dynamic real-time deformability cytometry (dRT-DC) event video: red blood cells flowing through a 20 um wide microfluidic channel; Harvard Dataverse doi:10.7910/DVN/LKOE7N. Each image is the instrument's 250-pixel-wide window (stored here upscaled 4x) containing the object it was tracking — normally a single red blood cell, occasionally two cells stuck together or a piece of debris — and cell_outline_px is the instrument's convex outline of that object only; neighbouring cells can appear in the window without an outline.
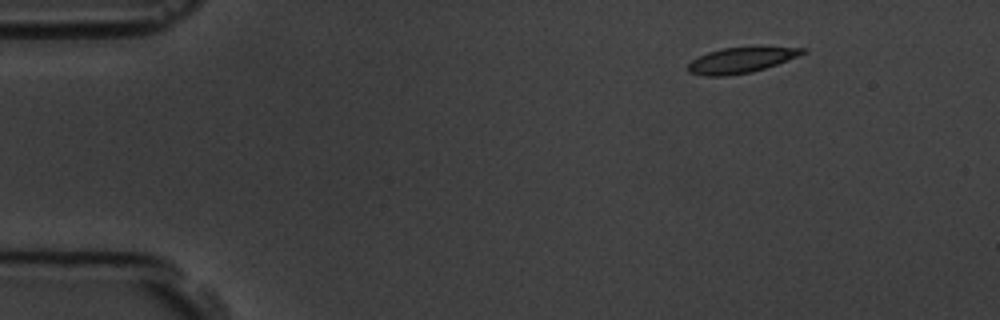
{"species": "common noctule bat (a hibernating species)", "species_latin": "Nyctalus noctula", "temperature_condition": "room temperature", "stored_images_in_passage": 5, "camera_frame_rate_fps": 3000, "um_per_image_px": 0.085, "animal": {"sex": "male", "body_mass_g": 19.5, "forearm_length_mm": 54.6}, "frame": {"image": 1, "passage_image": 1, "time_ms": 0.0, "image_size_px": [1000, 320], "cell_outline_px": [[808, 52], [776, 64], [752, 72], [724, 76], [704, 76], [688, 72], [688, 64], [692, 60], [708, 52], [724, 48], [804, 48]], "centroid_in_image_um": [62.93, 5.14], "position_along_channel_um": 22.1, "area_um2": 16.47}}
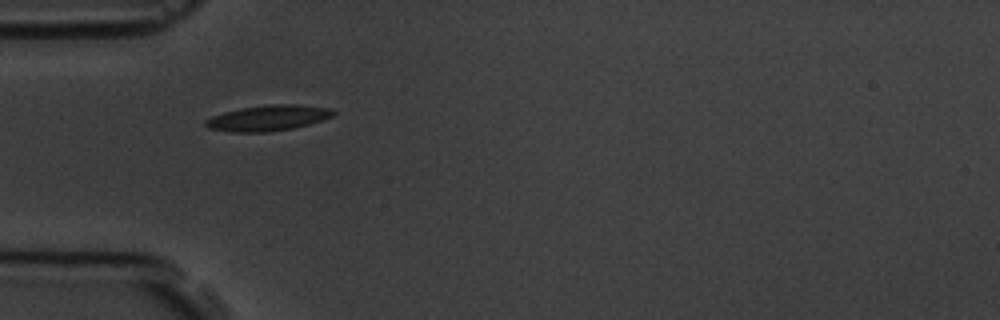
{"frame": {"image": 2, "passage_image": 4, "time_ms": 3.333, "image_size_px": [1000, 320], "cell_outline_px": [[336, 112], [332, 116], [308, 124], [292, 128], [268, 132], [232, 132], [208, 128], [204, 124], [204, 120], [212, 116], [224, 112], [240, 108], [272, 104], [296, 104], [332, 108]], "centroid_in_image_um": [22.76, 10.02], "position_along_channel_um": 62.2, "area_um2": 19.02}}
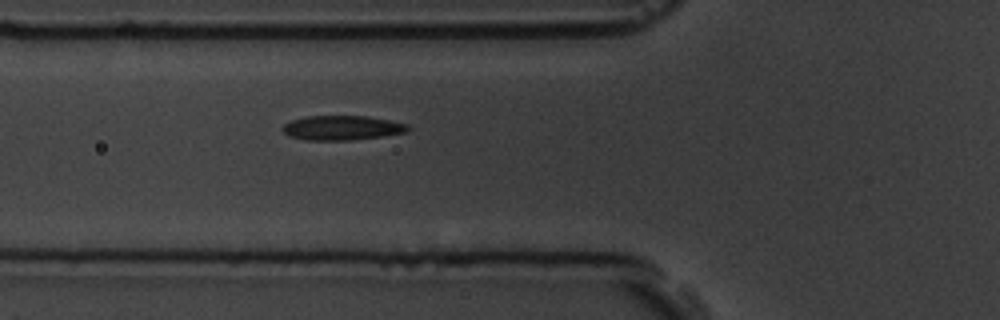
{"frame": {"image": 3, "passage_image": 5, "time_ms": 4.333, "image_size_px": [1000, 320], "cell_outline_px": [[412, 128], [408, 132], [352, 140], [304, 140], [288, 136], [280, 128], [284, 124], [292, 120], [308, 116], [368, 116], [408, 124]], "centroid_in_image_um": [29.07, 10.87], "position_along_channel_um": 96.7, "area_um2": 17.98}}